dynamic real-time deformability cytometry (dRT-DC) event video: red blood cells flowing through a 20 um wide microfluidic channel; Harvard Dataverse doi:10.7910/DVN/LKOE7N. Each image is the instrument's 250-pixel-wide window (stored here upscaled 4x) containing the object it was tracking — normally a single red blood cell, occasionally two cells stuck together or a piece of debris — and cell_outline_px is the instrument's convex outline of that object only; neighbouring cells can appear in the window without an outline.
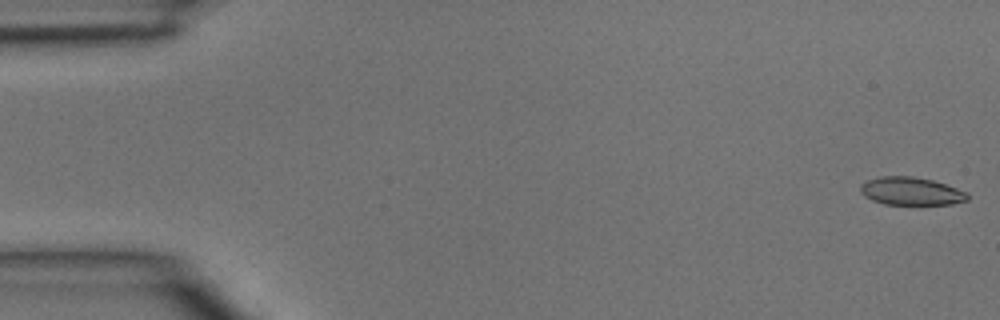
{"species": "common noctule bat (a hibernating species)", "species_latin": "Nyctalus noctula", "temperature_condition": "room temperature", "stored_images_in_passage": 3, "camera_frame_rate_fps": 3000, "um_per_image_px": 0.085, "animal": {"sex": "male", "body_mass_g": 15.6}, "frame": {"image": 1, "passage_image": 1, "time_ms": 0.0, "image_size_px": [1000, 320], "cell_outline_px": [[968, 200], [952, 204], [884, 204], [872, 200], [864, 196], [860, 192], [860, 184], [868, 180], [880, 176], [912, 176], [932, 180], [968, 192]], "centroid_in_image_um": [77.42, 16.25], "position_along_channel_um": 7.6, "area_um2": 17.4}}